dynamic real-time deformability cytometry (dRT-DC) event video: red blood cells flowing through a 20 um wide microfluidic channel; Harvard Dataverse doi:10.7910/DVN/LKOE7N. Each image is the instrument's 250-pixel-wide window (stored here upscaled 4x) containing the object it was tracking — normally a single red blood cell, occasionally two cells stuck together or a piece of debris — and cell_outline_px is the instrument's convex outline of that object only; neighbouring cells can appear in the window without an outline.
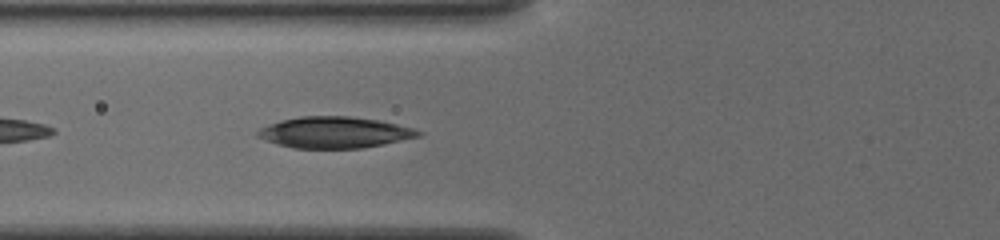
{"species": "common noctule bat (a hibernating species)", "species_latin": "Nyctalus noctula", "temperature_condition": "cold", "stored_images_in_passage": 14, "camera_frame_rate_fps": 3000, "um_per_image_px": 0.085, "animal": {"sex": "female", "body_mass_g": 19.5, "forearm_length_mm": 54.1}, "frame": {"image": 1, "passage_image": 5, "time_ms": 1.333, "image_size_px": [1000, 240], "cell_outline_px": [[424, 132], [420, 136], [384, 144], [360, 148], [292, 148], [276, 144], [256, 136], [256, 132], [260, 128], [268, 124], [280, 120], [300, 116], [352, 116], [380, 120], [412, 128]], "centroid_in_image_um": [28.41, 11.25], "position_along_channel_um": 97.4, "area_um2": 29.36}}
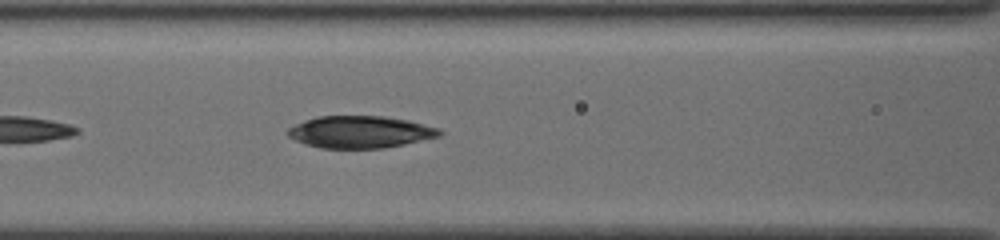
{"frame": {"image": 2, "passage_image": 8, "time_ms": 2.333, "image_size_px": [1000, 240], "cell_outline_px": [[444, 132], [440, 136], [404, 144], [384, 148], [320, 148], [304, 144], [288, 136], [284, 132], [288, 128], [304, 120], [316, 116], [384, 116], [408, 120], [440, 128]], "centroid_in_image_um": [30.6, 11.21], "position_along_channel_um": 136.0, "area_um2": 28.55}}
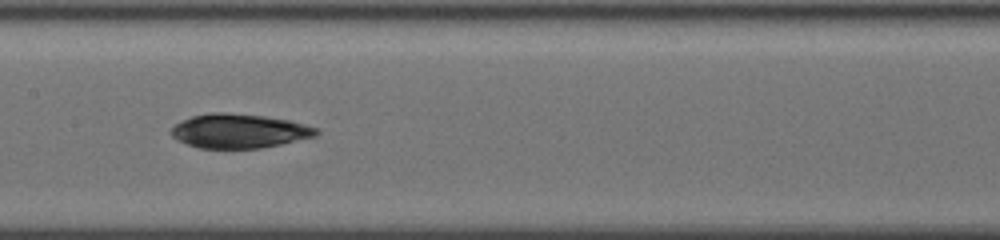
{"frame": {"image": 3, "passage_image": 12, "time_ms": 3.667, "image_size_px": [1000, 240], "cell_outline_px": [[320, 132], [316, 136], [280, 144], [260, 148], [200, 148], [176, 140], [168, 132], [176, 124], [192, 116], [212, 112], [224, 112], [264, 116], [288, 120], [320, 128]], "centroid_in_image_um": [20.33, 11.13], "position_along_channel_um": 187.1, "area_um2": 28.84}}